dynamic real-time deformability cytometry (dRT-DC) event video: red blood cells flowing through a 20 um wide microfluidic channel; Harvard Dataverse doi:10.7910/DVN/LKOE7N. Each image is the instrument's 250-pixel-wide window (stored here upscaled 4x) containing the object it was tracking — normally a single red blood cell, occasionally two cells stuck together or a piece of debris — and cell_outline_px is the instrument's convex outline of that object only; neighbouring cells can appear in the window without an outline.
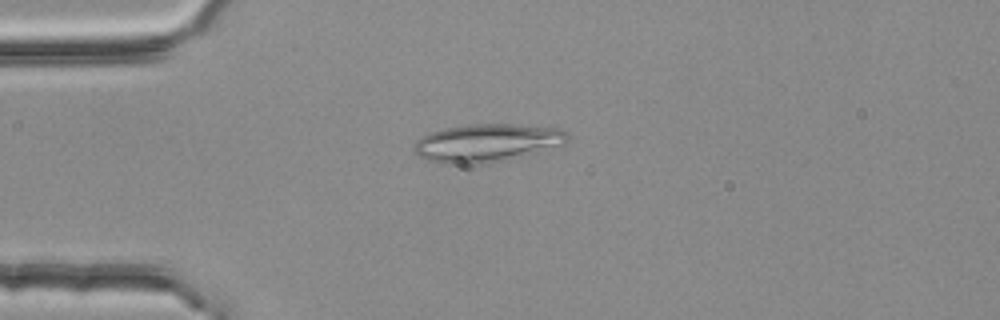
{"species": "common noctule bat (a hibernating species)", "species_latin": "Nyctalus noctula", "temperature_condition": "room temperature", "stored_images_in_passage": 3, "camera_frame_rate_fps": 3000, "um_per_image_px": 0.085, "animal": {"sex": "female", "body_mass_g": 25.1}, "frame": {"image": 1, "passage_image": 3, "time_ms": 0.667, "image_size_px": [1000, 320], "cell_outline_px": [[572, 136], [564, 144], [504, 160], [480, 164], [444, 164], [428, 160], [412, 152], [412, 148], [416, 140], [420, 136], [444, 128], [468, 124], [512, 124], [560, 128]], "centroid_in_image_um": [41.34, 12.14], "position_along_channel_um": 43.7, "area_um2": 34.04}}